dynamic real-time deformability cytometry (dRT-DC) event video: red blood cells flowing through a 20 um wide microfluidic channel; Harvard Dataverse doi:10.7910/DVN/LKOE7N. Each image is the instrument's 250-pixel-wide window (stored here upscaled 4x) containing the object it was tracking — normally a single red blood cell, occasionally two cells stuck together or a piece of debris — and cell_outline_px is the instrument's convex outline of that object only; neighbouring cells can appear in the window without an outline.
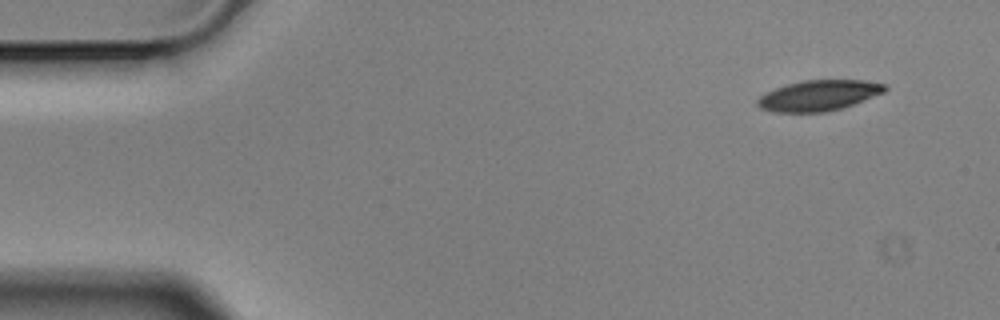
{"species": "Egyptian fruit bat (a non-hibernating species)", "species_latin": "Rousettus aegyptiacus", "temperature_condition": "cold", "stored_images_in_passage": 4, "camera_frame_rate_fps": 3000, "um_per_image_px": 0.085, "animal": {"sex": "male"}, "frame": {"image": 1, "passage_image": 1, "time_ms": 0.0, "image_size_px": [1000, 320], "cell_outline_px": [[888, 88], [884, 92], [852, 104], [840, 108], [824, 112], [772, 112], [760, 108], [756, 104], [756, 100], [760, 96], [776, 88], [788, 84], [804, 80], [860, 80], [884, 84]], "centroid_in_image_um": [69.55, 8.12], "position_along_channel_um": 15.4, "area_um2": 22.37}}
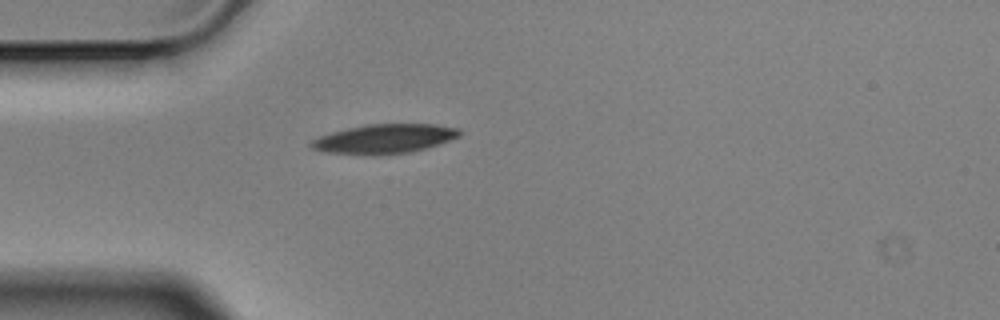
{"frame": {"image": 2, "passage_image": 4, "time_ms": 1.0, "image_size_px": [1000, 320], "cell_outline_px": [[460, 136], [412, 152], [376, 156], [372, 156], [324, 152], [312, 148], [308, 144], [312, 140], [320, 136], [332, 132], [364, 124], [436, 124], [460, 128]], "centroid_in_image_um": [32.64, 11.81], "position_along_channel_um": 52.4, "area_um2": 25.49}}